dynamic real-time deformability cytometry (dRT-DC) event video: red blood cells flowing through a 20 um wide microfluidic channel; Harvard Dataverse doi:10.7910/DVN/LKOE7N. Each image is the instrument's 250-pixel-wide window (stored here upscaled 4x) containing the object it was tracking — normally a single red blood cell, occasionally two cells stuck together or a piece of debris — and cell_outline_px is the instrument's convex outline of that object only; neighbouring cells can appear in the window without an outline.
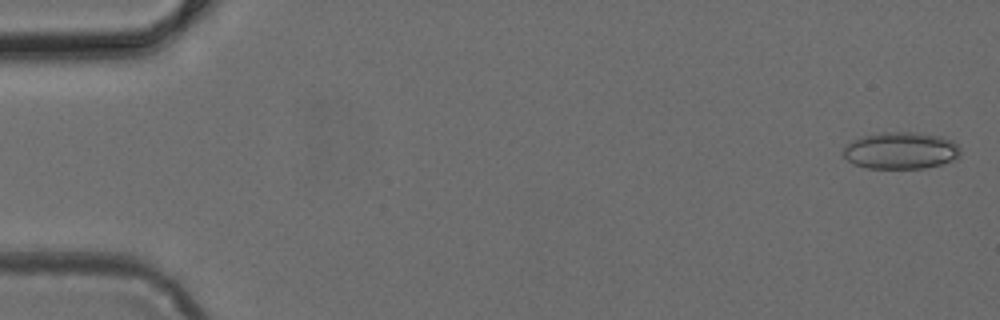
{"species": "common noctule bat (a hibernating species)", "species_latin": "Nyctalus noctula", "temperature_condition": "cold", "stored_images_in_passage": 48, "camera_frame_rate_fps": 3000, "um_per_image_px": 0.085, "animal": {"sex": "female", "body_mass_g": 24.6, "forearm_length_mm": 56.2}, "frame": {"image": 1, "passage_image": 1, "time_ms": 0.0, "image_size_px": [1000, 320], "cell_outline_px": [[960, 156], [956, 160], [924, 168], [868, 168], [852, 164], [840, 152], [852, 140], [864, 136], [884, 132], [916, 132], [940, 136], [952, 140], [960, 148]], "centroid_in_image_um": [76.57, 12.8], "position_along_channel_um": 8.4, "area_um2": 25.32}}
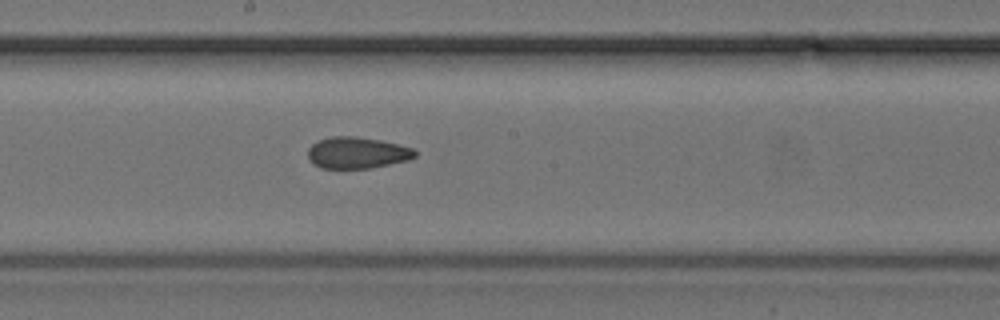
{"frame": {"image": 2, "passage_image": 26, "time_ms": 8.333, "image_size_px": [1000, 320], "cell_outline_px": [[416, 156], [408, 160], [372, 168], [320, 168], [308, 156], [308, 148], [316, 140], [332, 136], [356, 136], [380, 140], [412, 148], [416, 152]], "centroid_in_image_um": [30.34, 12.97], "position_along_channel_um": 217.9, "area_um2": 19.54}}
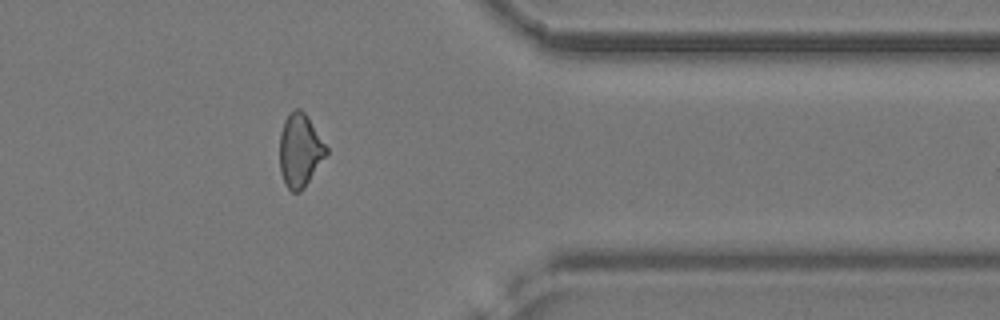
{"frame": {"image": 3, "passage_image": 39, "time_ms": 12.667, "image_size_px": [1000, 320], "cell_outline_px": [[328, 152], [304, 188], [300, 192], [292, 192], [288, 188], [280, 172], [280, 132], [284, 120], [288, 112], [296, 108], [300, 108], [308, 116], [328, 148]], "centroid_in_image_um": [25.49, 12.75], "position_along_channel_um": 385.9, "area_um2": 19.94}}